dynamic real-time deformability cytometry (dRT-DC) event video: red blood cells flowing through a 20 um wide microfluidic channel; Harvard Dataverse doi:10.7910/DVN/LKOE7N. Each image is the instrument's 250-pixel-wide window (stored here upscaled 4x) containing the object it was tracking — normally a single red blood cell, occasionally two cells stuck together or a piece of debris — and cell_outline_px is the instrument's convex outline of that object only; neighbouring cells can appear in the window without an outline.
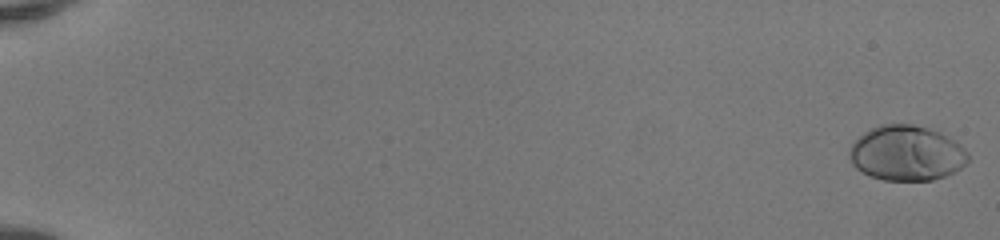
{"species": "human", "species_latin": "Homo sapiens", "temperature_condition": "room temperature", "stored_images_in_passage": 52, "camera_frame_rate_fps": 3000, "um_per_image_px": 0.085, "donor": {"sex": "female"}, "frame": {"image": 1, "passage_image": 1, "time_ms": 0.0, "image_size_px": [1000, 240], "cell_outline_px": [[968, 160], [960, 168], [944, 176], [932, 180], [884, 180], [868, 176], [860, 172], [852, 164], [848, 156], [848, 148], [864, 132], [880, 124], [912, 124], [928, 128], [940, 132], [960, 144], [968, 152]], "centroid_in_image_um": [77.02, 13.02], "position_along_channel_um": 8.0, "area_um2": 38.21}}
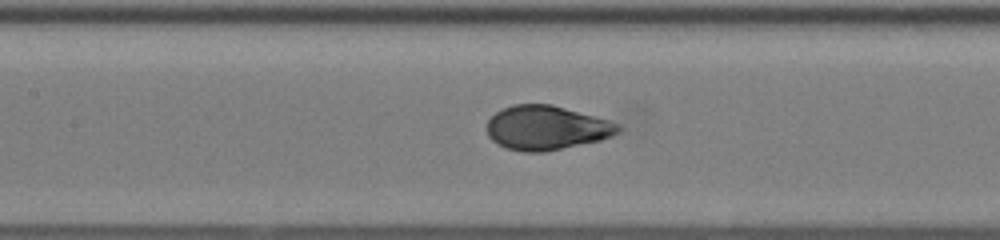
{"frame": {"image": 2, "passage_image": 27, "time_ms": 8.667, "image_size_px": [1000, 240], "cell_outline_px": [[620, 132], [612, 136], [600, 140], [544, 152], [524, 152], [508, 148], [492, 140], [488, 136], [484, 128], [488, 120], [496, 112], [512, 104], [552, 104], [596, 116], [620, 124]], "centroid_in_image_um": [46.44, 10.85], "position_along_channel_um": 161.0, "area_um2": 33.93}}
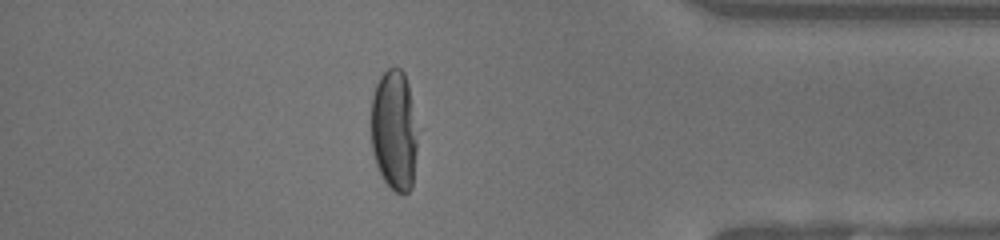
{"frame": {"image": 3, "passage_image": 46, "time_ms": 15.0, "image_size_px": [1000, 240], "cell_outline_px": [[420, 128], [412, 188], [408, 192], [396, 192], [384, 180], [376, 164], [372, 152], [372, 96], [376, 84], [380, 76], [388, 68], [400, 68], [404, 72], [408, 84]], "centroid_in_image_um": [33.56, 11.06], "position_along_channel_um": 401.6, "area_um2": 33.47}, "authors_computed_cell_mechanics": {"area_um2": 34.8245, "velocity_mm_per_s": 4.1583, "shape_relaxation_time_tau1_ms": 4.1424, "shape_relaxation_time_tau2_ms": null, "deformation_change_tau1": 0.2088, "deformation_change_tau2": null}}